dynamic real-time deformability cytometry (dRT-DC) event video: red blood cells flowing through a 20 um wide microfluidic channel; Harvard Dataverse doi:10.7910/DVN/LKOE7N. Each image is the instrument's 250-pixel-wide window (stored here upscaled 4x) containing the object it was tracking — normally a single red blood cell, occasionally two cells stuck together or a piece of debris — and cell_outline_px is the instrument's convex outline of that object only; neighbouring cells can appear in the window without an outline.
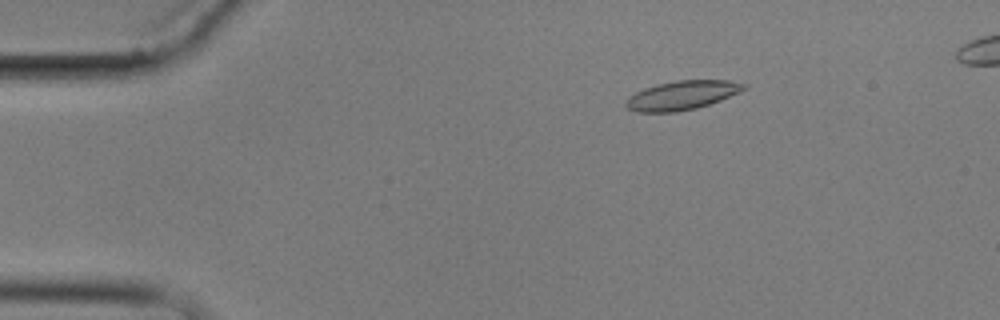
{"species": "common noctule bat (a hibernating species)", "species_latin": "Nyctalus noctula", "temperature_condition": "cold", "stored_images_in_passage": 2, "camera_frame_rate_fps": 3000, "um_per_image_px": 0.085, "animal": {"sex": "male", "body_mass_g": 17.9}, "frame": {"image": 1, "passage_image": 2, "time_ms": 1.333, "image_size_px": [1000, 320], "cell_outline_px": [[748, 88], [740, 92], [720, 100], [696, 108], [676, 112], [636, 112], [628, 108], [624, 104], [628, 96], [644, 88], [656, 84], [676, 80], [728, 80], [748, 84]], "centroid_in_image_um": [57.97, 8.09], "position_along_channel_um": 27.0, "area_um2": 20.06}}